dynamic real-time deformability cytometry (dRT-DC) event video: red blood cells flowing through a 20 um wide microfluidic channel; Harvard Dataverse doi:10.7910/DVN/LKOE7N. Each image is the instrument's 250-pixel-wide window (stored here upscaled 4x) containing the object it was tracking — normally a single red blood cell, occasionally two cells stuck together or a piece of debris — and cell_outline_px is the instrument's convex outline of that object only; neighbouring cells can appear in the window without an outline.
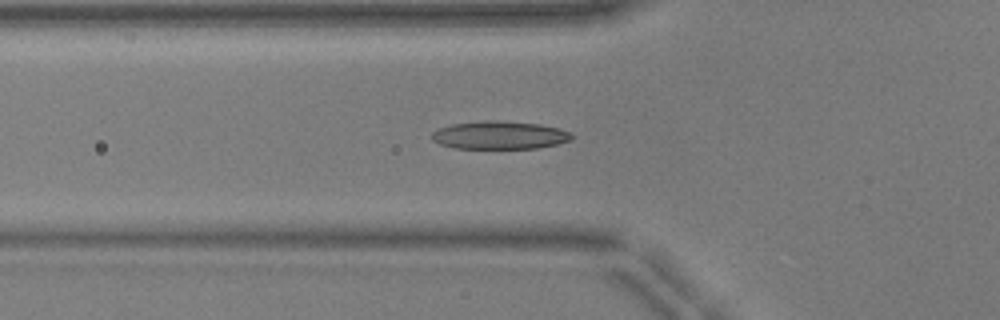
{"species": "common noctule bat (a hibernating species)", "species_latin": "Nyctalus noctula", "temperature_condition": "warm", "stored_images_in_passage": 44, "camera_frame_rate_fps": 3000, "um_per_image_px": 0.085, "animal": {"sex": "male", "body_mass_g": 17.9, "forearm_length_mm": 54.2}, "frame": {"image": 1, "passage_image": 15, "time_ms": 4.667, "image_size_px": [1000, 320], "cell_outline_px": [[572, 140], [556, 144], [536, 148], [456, 148], [440, 144], [432, 140], [432, 132], [440, 128], [452, 124], [484, 120], [500, 120], [540, 124], [560, 128], [572, 132]], "centroid_in_image_um": [42.49, 11.48], "position_along_channel_um": 83.3, "area_um2": 22.89}}
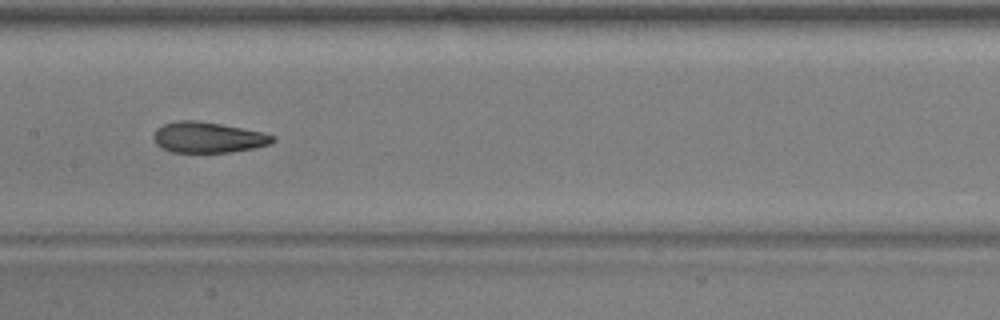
{"frame": {"image": 2, "passage_image": 23, "time_ms": 7.333, "image_size_px": [1000, 320], "cell_outline_px": [[276, 140], [268, 144], [252, 148], [232, 152], [172, 152], [156, 144], [152, 136], [156, 128], [164, 124], [180, 120], [196, 120], [220, 124], [260, 132], [276, 136]], "centroid_in_image_um": [17.65, 11.68], "position_along_channel_um": 189.8, "area_um2": 21.1}}
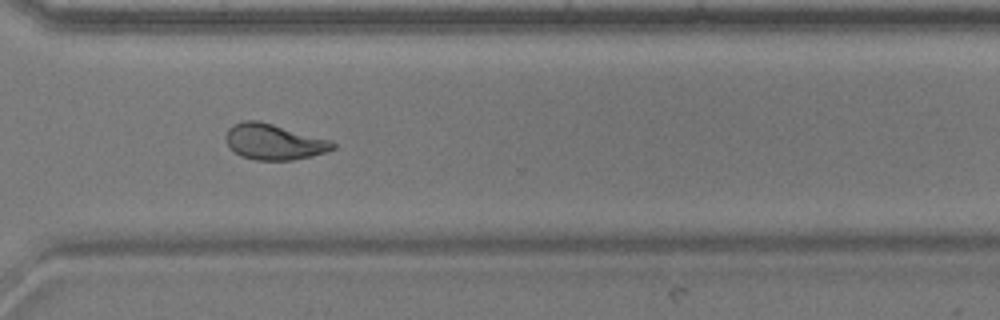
{"frame": {"image": 3, "passage_image": 35, "time_ms": 11.333, "image_size_px": [1000, 320], "cell_outline_px": [[336, 148], [312, 156], [292, 160], [256, 160], [240, 156], [228, 144], [224, 136], [228, 128], [232, 124], [244, 120], [260, 120], [332, 140], [336, 144]], "centroid_in_image_um": [23.29, 12.04], "position_along_channel_um": 347.3, "area_um2": 22.48}, "authors_computed_cell_mechanics": {"area_um2": 21.5594, "velocity_mm_per_s": 3.9441, "shape_relaxation_time_tau1_ms": 4.5554, "shape_relaxation_time_tau2_ms": 1.2466, "deformation_change_tau1": 0.176, "deformation_change_tau2": 0.0751}}